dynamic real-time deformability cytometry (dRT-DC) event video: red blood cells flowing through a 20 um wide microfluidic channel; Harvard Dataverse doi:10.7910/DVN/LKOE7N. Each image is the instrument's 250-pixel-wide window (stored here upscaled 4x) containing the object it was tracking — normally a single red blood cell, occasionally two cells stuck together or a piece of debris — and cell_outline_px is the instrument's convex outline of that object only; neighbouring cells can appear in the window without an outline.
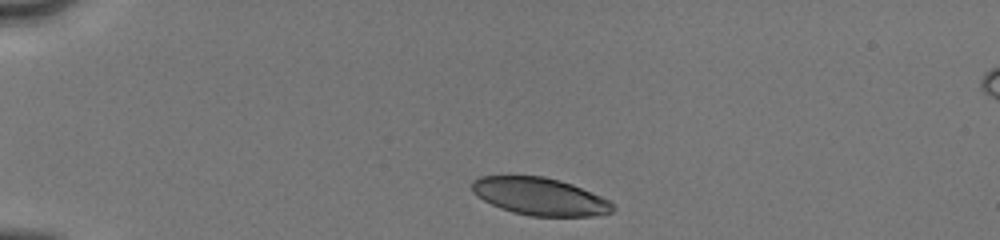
{"species": "human", "species_latin": "Homo sapiens", "temperature_condition": "cold", "stored_images_in_passage": 10, "camera_frame_rate_fps": 3000, "um_per_image_px": 0.085, "donor": {"sex": "male"}, "frame": {"image": 1, "passage_image": 1, "time_ms": 0.0, "image_size_px": [1000, 240], "cell_outline_px": [[616, 208], [612, 212], [592, 216], [532, 216], [512, 212], [500, 208], [476, 196], [472, 192], [472, 180], [480, 176], [544, 176], [560, 180], [572, 184], [600, 196], [616, 204]], "centroid_in_image_um": [45.89, 16.7], "position_along_channel_um": 39.1, "area_um2": 30.81}}
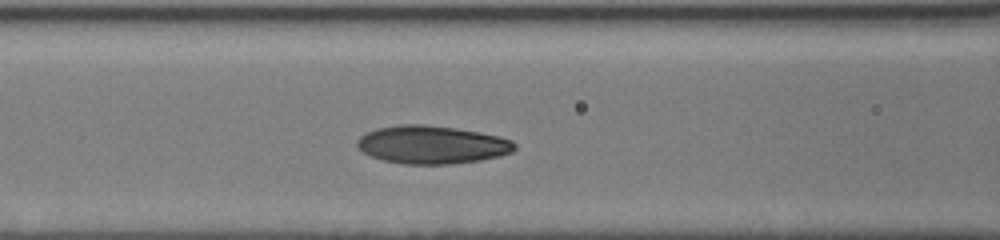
{"frame": {"image": 2, "passage_image": 7, "time_ms": 3.667, "image_size_px": [1000, 240], "cell_outline_px": [[516, 148], [512, 152], [500, 156], [480, 160], [448, 164], [404, 164], [384, 160], [372, 156], [364, 152], [356, 144], [356, 140], [364, 132], [376, 128], [400, 124], [424, 124], [456, 128], [480, 132], [500, 136], [512, 140], [516, 144]], "centroid_in_image_um": [36.72, 12.29], "position_along_channel_um": 129.9, "area_um2": 35.08}}
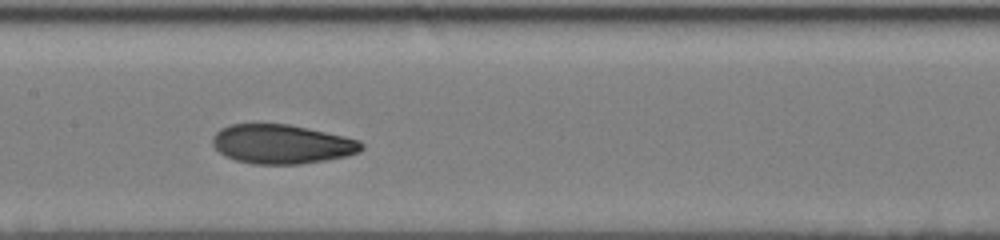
{"frame": {"image": 3, "passage_image": 9, "time_ms": 5.0, "image_size_px": [1000, 240], "cell_outline_px": [[364, 148], [360, 152], [348, 156], [300, 164], [252, 164], [236, 160], [224, 156], [212, 144], [212, 136], [220, 128], [232, 124], [288, 124], [308, 128], [344, 136], [360, 140], [364, 144]], "centroid_in_image_um": [23.96, 12.25], "position_along_channel_um": 183.4, "area_um2": 34.16}}